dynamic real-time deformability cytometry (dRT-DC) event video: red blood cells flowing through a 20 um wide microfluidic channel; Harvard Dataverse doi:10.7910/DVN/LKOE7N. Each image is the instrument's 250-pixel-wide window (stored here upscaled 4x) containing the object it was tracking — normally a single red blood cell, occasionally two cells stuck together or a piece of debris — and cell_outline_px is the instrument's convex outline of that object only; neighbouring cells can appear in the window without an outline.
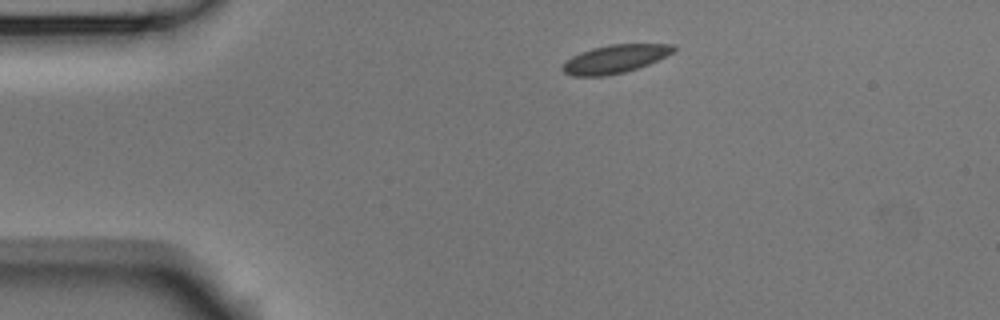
{"species": "Egyptian fruit bat (a non-hibernating species)", "species_latin": "Rousettus aegyptiacus", "temperature_condition": "room temperature", "stored_images_in_passage": 8, "camera_frame_rate_fps": 3000, "um_per_image_px": 0.085, "animal": {"sex": "male"}, "frame": {"image": 1, "passage_image": 1, "time_ms": 0.0, "image_size_px": [1000, 320], "cell_outline_px": [[676, 48], [672, 52], [648, 64], [624, 72], [604, 76], [572, 76], [564, 72], [560, 68], [572, 56], [580, 52], [592, 48], [608, 44], [676, 44]], "centroid_in_image_um": [52.24, 5.0], "position_along_channel_um": 32.8, "area_um2": 18.09}}
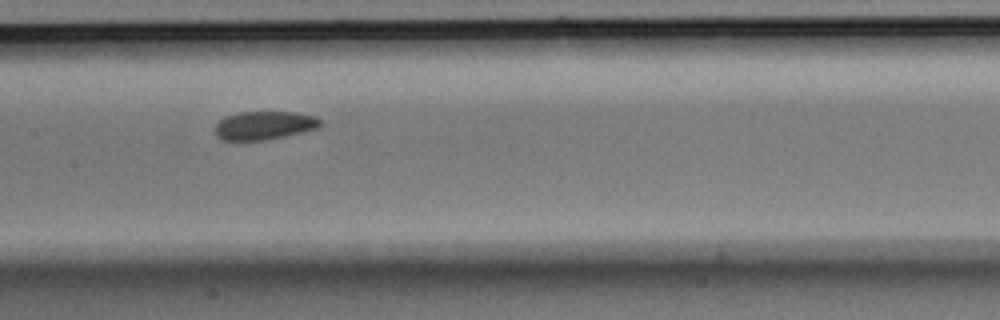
{"frame": {"image": 2, "passage_image": 5, "time_ms": 1.333, "image_size_px": [1000, 320], "cell_outline_px": [[324, 124], [316, 128], [304, 132], [268, 140], [236, 144], [220, 140], [216, 136], [216, 124], [224, 116], [240, 112], [296, 112], [312, 116], [320, 120]], "centroid_in_image_um": [22.38, 10.72], "position_along_channel_um": 185.0, "area_um2": 18.21}}
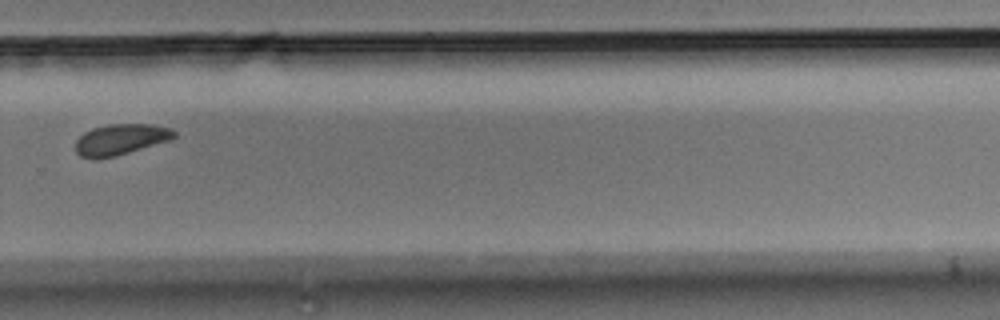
{"frame": {"image": 3, "passage_image": 8, "time_ms": 2.333, "image_size_px": [1000, 320], "cell_outline_px": [[176, 136], [168, 140], [128, 152], [112, 156], [80, 156], [76, 152], [76, 140], [84, 132], [92, 128], [108, 124], [156, 124], [172, 128], [176, 132]], "centroid_in_image_um": [10.29, 11.8], "position_along_channel_um": 319.5, "area_um2": 17.22}}